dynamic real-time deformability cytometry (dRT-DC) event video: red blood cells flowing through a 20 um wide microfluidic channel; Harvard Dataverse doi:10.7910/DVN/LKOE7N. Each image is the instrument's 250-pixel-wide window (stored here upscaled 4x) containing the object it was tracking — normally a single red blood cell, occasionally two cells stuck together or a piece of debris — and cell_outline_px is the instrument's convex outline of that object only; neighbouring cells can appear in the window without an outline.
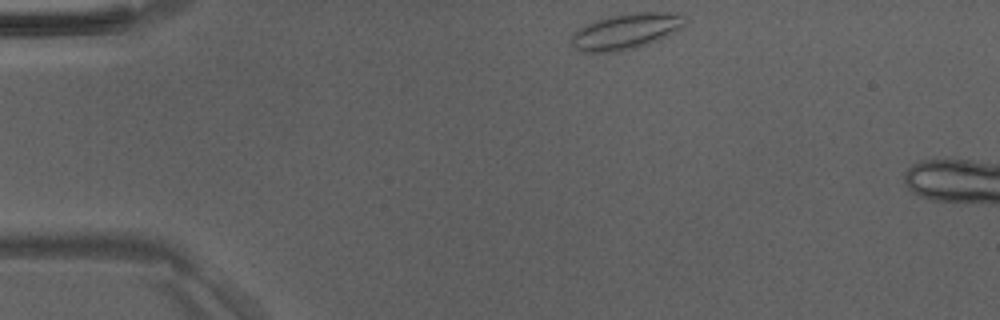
{"species": "Egyptian fruit bat (a non-hibernating species)", "species_latin": "Rousettus aegyptiacus", "temperature_condition": "room temperature", "stored_images_in_passage": 40, "camera_frame_rate_fps": 3000, "um_per_image_px": 0.085, "animal": {"sex": "male"}, "frame": {"image": 1, "passage_image": 1, "time_ms": 0.0, "image_size_px": [1000, 320], "cell_outline_px": [[684, 24], [676, 32], [660, 40], [648, 44], [620, 52], [580, 52], [568, 40], [572, 32], [596, 20], [612, 16], [632, 12], [680, 12], [684, 16]], "centroid_in_image_um": [53.21, 2.67], "position_along_channel_um": 31.8, "area_um2": 23.93}}
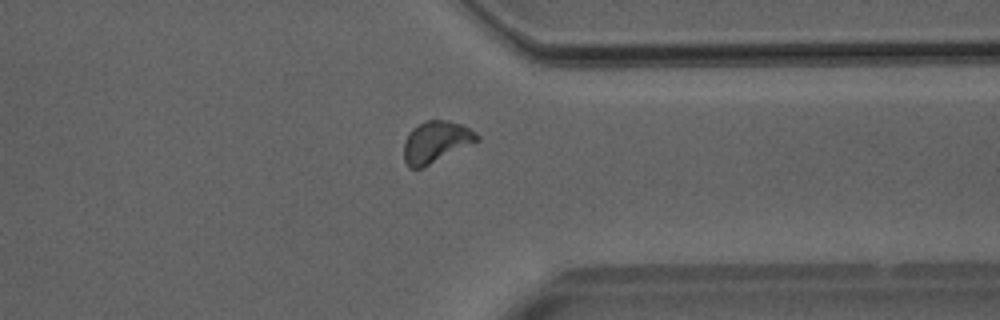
{"frame": {"image": 2, "passage_image": 30, "time_ms": 9.667, "image_size_px": [1000, 320], "cell_outline_px": [[480, 140], [424, 168], [408, 168], [404, 160], [404, 140], [412, 128], [424, 120], [444, 120], [460, 124], [476, 132], [480, 136]], "centroid_in_image_um": [37.04, 12.08], "position_along_channel_um": 374.4, "area_um2": 17.86}}
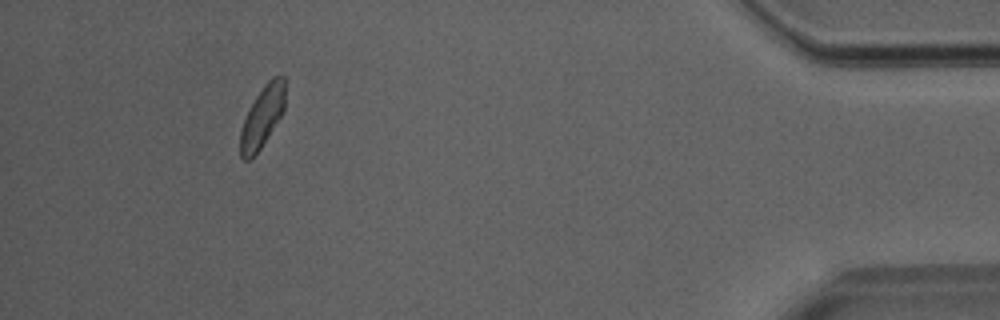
{"frame": {"image": 3, "passage_image": 37, "time_ms": 12.0, "image_size_px": [1000, 320], "cell_outline_px": [[284, 112], [252, 160], [244, 160], [240, 156], [240, 132], [244, 120], [256, 96], [264, 84], [272, 76], [284, 76]], "centroid_in_image_um": [22.29, 9.95], "position_along_channel_um": 412.9, "area_um2": 15.84}}